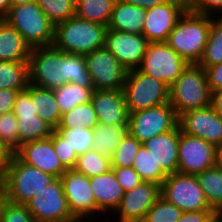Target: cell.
Wrapping results in <instances>:
<instances>
[{
    "mask_svg": "<svg viewBox=\"0 0 222 222\" xmlns=\"http://www.w3.org/2000/svg\"><path fill=\"white\" fill-rule=\"evenodd\" d=\"M29 83L55 89L68 82L93 88L83 55L63 52L53 45L32 48L29 58Z\"/></svg>",
    "mask_w": 222,
    "mask_h": 222,
    "instance_id": "cell-1",
    "label": "cell"
},
{
    "mask_svg": "<svg viewBox=\"0 0 222 222\" xmlns=\"http://www.w3.org/2000/svg\"><path fill=\"white\" fill-rule=\"evenodd\" d=\"M212 15L186 10L170 32L166 43L188 64L201 60L211 31Z\"/></svg>",
    "mask_w": 222,
    "mask_h": 222,
    "instance_id": "cell-2",
    "label": "cell"
},
{
    "mask_svg": "<svg viewBox=\"0 0 222 222\" xmlns=\"http://www.w3.org/2000/svg\"><path fill=\"white\" fill-rule=\"evenodd\" d=\"M108 26L83 20L76 15L54 25L52 45L67 53L87 55L104 47Z\"/></svg>",
    "mask_w": 222,
    "mask_h": 222,
    "instance_id": "cell-3",
    "label": "cell"
},
{
    "mask_svg": "<svg viewBox=\"0 0 222 222\" xmlns=\"http://www.w3.org/2000/svg\"><path fill=\"white\" fill-rule=\"evenodd\" d=\"M211 93L205 69L198 64H188L169 86V103L179 117L187 111L210 106Z\"/></svg>",
    "mask_w": 222,
    "mask_h": 222,
    "instance_id": "cell-4",
    "label": "cell"
},
{
    "mask_svg": "<svg viewBox=\"0 0 222 222\" xmlns=\"http://www.w3.org/2000/svg\"><path fill=\"white\" fill-rule=\"evenodd\" d=\"M6 185L7 200L15 204H26L56 178L34 166L25 164L15 154L2 177Z\"/></svg>",
    "mask_w": 222,
    "mask_h": 222,
    "instance_id": "cell-5",
    "label": "cell"
},
{
    "mask_svg": "<svg viewBox=\"0 0 222 222\" xmlns=\"http://www.w3.org/2000/svg\"><path fill=\"white\" fill-rule=\"evenodd\" d=\"M3 19L20 32L31 48L52 45L54 24L42 11L38 2L11 6Z\"/></svg>",
    "mask_w": 222,
    "mask_h": 222,
    "instance_id": "cell-6",
    "label": "cell"
},
{
    "mask_svg": "<svg viewBox=\"0 0 222 222\" xmlns=\"http://www.w3.org/2000/svg\"><path fill=\"white\" fill-rule=\"evenodd\" d=\"M122 90L129 113L169 103V87L138 68L128 70Z\"/></svg>",
    "mask_w": 222,
    "mask_h": 222,
    "instance_id": "cell-7",
    "label": "cell"
},
{
    "mask_svg": "<svg viewBox=\"0 0 222 222\" xmlns=\"http://www.w3.org/2000/svg\"><path fill=\"white\" fill-rule=\"evenodd\" d=\"M160 196L183 212L214 210L209 206L196 175L169 174L160 185Z\"/></svg>",
    "mask_w": 222,
    "mask_h": 222,
    "instance_id": "cell-8",
    "label": "cell"
},
{
    "mask_svg": "<svg viewBox=\"0 0 222 222\" xmlns=\"http://www.w3.org/2000/svg\"><path fill=\"white\" fill-rule=\"evenodd\" d=\"M179 117L170 103L129 113L128 133L141 144L178 126Z\"/></svg>",
    "mask_w": 222,
    "mask_h": 222,
    "instance_id": "cell-9",
    "label": "cell"
},
{
    "mask_svg": "<svg viewBox=\"0 0 222 222\" xmlns=\"http://www.w3.org/2000/svg\"><path fill=\"white\" fill-rule=\"evenodd\" d=\"M187 65L188 63L166 42H149L138 69L169 87Z\"/></svg>",
    "mask_w": 222,
    "mask_h": 222,
    "instance_id": "cell-10",
    "label": "cell"
},
{
    "mask_svg": "<svg viewBox=\"0 0 222 222\" xmlns=\"http://www.w3.org/2000/svg\"><path fill=\"white\" fill-rule=\"evenodd\" d=\"M60 179L72 215L79 222L97 221V204L89 178L71 169L67 170Z\"/></svg>",
    "mask_w": 222,
    "mask_h": 222,
    "instance_id": "cell-11",
    "label": "cell"
},
{
    "mask_svg": "<svg viewBox=\"0 0 222 222\" xmlns=\"http://www.w3.org/2000/svg\"><path fill=\"white\" fill-rule=\"evenodd\" d=\"M26 205L36 222H79L69 209L60 178L52 181Z\"/></svg>",
    "mask_w": 222,
    "mask_h": 222,
    "instance_id": "cell-12",
    "label": "cell"
},
{
    "mask_svg": "<svg viewBox=\"0 0 222 222\" xmlns=\"http://www.w3.org/2000/svg\"><path fill=\"white\" fill-rule=\"evenodd\" d=\"M84 59L94 90L123 89L128 70L113 53L103 47L85 55Z\"/></svg>",
    "mask_w": 222,
    "mask_h": 222,
    "instance_id": "cell-13",
    "label": "cell"
},
{
    "mask_svg": "<svg viewBox=\"0 0 222 222\" xmlns=\"http://www.w3.org/2000/svg\"><path fill=\"white\" fill-rule=\"evenodd\" d=\"M216 166V146L202 138L185 134L179 127L178 173L197 175Z\"/></svg>",
    "mask_w": 222,
    "mask_h": 222,
    "instance_id": "cell-14",
    "label": "cell"
},
{
    "mask_svg": "<svg viewBox=\"0 0 222 222\" xmlns=\"http://www.w3.org/2000/svg\"><path fill=\"white\" fill-rule=\"evenodd\" d=\"M160 197V185L151 181H141L132 190L124 192L119 207L108 222H141L148 210ZM116 216V217H115Z\"/></svg>",
    "mask_w": 222,
    "mask_h": 222,
    "instance_id": "cell-15",
    "label": "cell"
},
{
    "mask_svg": "<svg viewBox=\"0 0 222 222\" xmlns=\"http://www.w3.org/2000/svg\"><path fill=\"white\" fill-rule=\"evenodd\" d=\"M187 9V0H169L146 9L142 34L148 42H166L170 32Z\"/></svg>",
    "mask_w": 222,
    "mask_h": 222,
    "instance_id": "cell-16",
    "label": "cell"
},
{
    "mask_svg": "<svg viewBox=\"0 0 222 222\" xmlns=\"http://www.w3.org/2000/svg\"><path fill=\"white\" fill-rule=\"evenodd\" d=\"M149 42L143 34L122 32L108 28L104 47L113 53L127 70L137 69Z\"/></svg>",
    "mask_w": 222,
    "mask_h": 222,
    "instance_id": "cell-17",
    "label": "cell"
},
{
    "mask_svg": "<svg viewBox=\"0 0 222 222\" xmlns=\"http://www.w3.org/2000/svg\"><path fill=\"white\" fill-rule=\"evenodd\" d=\"M180 130L215 146L222 143V116L211 106L187 111L179 116Z\"/></svg>",
    "mask_w": 222,
    "mask_h": 222,
    "instance_id": "cell-18",
    "label": "cell"
},
{
    "mask_svg": "<svg viewBox=\"0 0 222 222\" xmlns=\"http://www.w3.org/2000/svg\"><path fill=\"white\" fill-rule=\"evenodd\" d=\"M14 154L25 164L34 166L55 178H60L67 171L56 155L52 134L46 139L22 144Z\"/></svg>",
    "mask_w": 222,
    "mask_h": 222,
    "instance_id": "cell-19",
    "label": "cell"
},
{
    "mask_svg": "<svg viewBox=\"0 0 222 222\" xmlns=\"http://www.w3.org/2000/svg\"><path fill=\"white\" fill-rule=\"evenodd\" d=\"M91 103L97 115L98 123L109 126H128L129 111L122 89L94 90Z\"/></svg>",
    "mask_w": 222,
    "mask_h": 222,
    "instance_id": "cell-20",
    "label": "cell"
},
{
    "mask_svg": "<svg viewBox=\"0 0 222 222\" xmlns=\"http://www.w3.org/2000/svg\"><path fill=\"white\" fill-rule=\"evenodd\" d=\"M89 182L97 204V222H107V218L116 211L122 201L124 196L122 186L117 181L113 169L89 178Z\"/></svg>",
    "mask_w": 222,
    "mask_h": 222,
    "instance_id": "cell-21",
    "label": "cell"
},
{
    "mask_svg": "<svg viewBox=\"0 0 222 222\" xmlns=\"http://www.w3.org/2000/svg\"><path fill=\"white\" fill-rule=\"evenodd\" d=\"M157 164L169 175L178 173L179 125L142 143Z\"/></svg>",
    "mask_w": 222,
    "mask_h": 222,
    "instance_id": "cell-22",
    "label": "cell"
},
{
    "mask_svg": "<svg viewBox=\"0 0 222 222\" xmlns=\"http://www.w3.org/2000/svg\"><path fill=\"white\" fill-rule=\"evenodd\" d=\"M146 9L116 0L108 28L122 32L142 34Z\"/></svg>",
    "mask_w": 222,
    "mask_h": 222,
    "instance_id": "cell-23",
    "label": "cell"
},
{
    "mask_svg": "<svg viewBox=\"0 0 222 222\" xmlns=\"http://www.w3.org/2000/svg\"><path fill=\"white\" fill-rule=\"evenodd\" d=\"M31 49L18 30L0 19V61H29Z\"/></svg>",
    "mask_w": 222,
    "mask_h": 222,
    "instance_id": "cell-24",
    "label": "cell"
},
{
    "mask_svg": "<svg viewBox=\"0 0 222 222\" xmlns=\"http://www.w3.org/2000/svg\"><path fill=\"white\" fill-rule=\"evenodd\" d=\"M127 127L98 123L93 128V150L111 159L116 147L128 133Z\"/></svg>",
    "mask_w": 222,
    "mask_h": 222,
    "instance_id": "cell-25",
    "label": "cell"
},
{
    "mask_svg": "<svg viewBox=\"0 0 222 222\" xmlns=\"http://www.w3.org/2000/svg\"><path fill=\"white\" fill-rule=\"evenodd\" d=\"M17 117L19 146L26 142L46 139L54 128L37 114H14Z\"/></svg>",
    "mask_w": 222,
    "mask_h": 222,
    "instance_id": "cell-26",
    "label": "cell"
},
{
    "mask_svg": "<svg viewBox=\"0 0 222 222\" xmlns=\"http://www.w3.org/2000/svg\"><path fill=\"white\" fill-rule=\"evenodd\" d=\"M31 100L34 102L36 114L56 128L62 114L56 103L54 91L31 84Z\"/></svg>",
    "mask_w": 222,
    "mask_h": 222,
    "instance_id": "cell-27",
    "label": "cell"
},
{
    "mask_svg": "<svg viewBox=\"0 0 222 222\" xmlns=\"http://www.w3.org/2000/svg\"><path fill=\"white\" fill-rule=\"evenodd\" d=\"M29 61H0V89L25 90L29 85Z\"/></svg>",
    "mask_w": 222,
    "mask_h": 222,
    "instance_id": "cell-28",
    "label": "cell"
},
{
    "mask_svg": "<svg viewBox=\"0 0 222 222\" xmlns=\"http://www.w3.org/2000/svg\"><path fill=\"white\" fill-rule=\"evenodd\" d=\"M53 91L61 114H64L79 104L90 102L94 88H86L78 84L68 82L53 89Z\"/></svg>",
    "mask_w": 222,
    "mask_h": 222,
    "instance_id": "cell-29",
    "label": "cell"
},
{
    "mask_svg": "<svg viewBox=\"0 0 222 222\" xmlns=\"http://www.w3.org/2000/svg\"><path fill=\"white\" fill-rule=\"evenodd\" d=\"M116 0H76L75 15L108 26Z\"/></svg>",
    "mask_w": 222,
    "mask_h": 222,
    "instance_id": "cell-30",
    "label": "cell"
},
{
    "mask_svg": "<svg viewBox=\"0 0 222 222\" xmlns=\"http://www.w3.org/2000/svg\"><path fill=\"white\" fill-rule=\"evenodd\" d=\"M209 206L216 210L222 207V167L214 166L196 175Z\"/></svg>",
    "mask_w": 222,
    "mask_h": 222,
    "instance_id": "cell-31",
    "label": "cell"
},
{
    "mask_svg": "<svg viewBox=\"0 0 222 222\" xmlns=\"http://www.w3.org/2000/svg\"><path fill=\"white\" fill-rule=\"evenodd\" d=\"M222 62V15H212L211 31L198 65L206 67Z\"/></svg>",
    "mask_w": 222,
    "mask_h": 222,
    "instance_id": "cell-32",
    "label": "cell"
},
{
    "mask_svg": "<svg viewBox=\"0 0 222 222\" xmlns=\"http://www.w3.org/2000/svg\"><path fill=\"white\" fill-rule=\"evenodd\" d=\"M132 167L143 181H151L161 185L168 176L143 145L140 147Z\"/></svg>",
    "mask_w": 222,
    "mask_h": 222,
    "instance_id": "cell-33",
    "label": "cell"
},
{
    "mask_svg": "<svg viewBox=\"0 0 222 222\" xmlns=\"http://www.w3.org/2000/svg\"><path fill=\"white\" fill-rule=\"evenodd\" d=\"M54 131L64 139V143L80 156L87 151L93 150V129L81 127L54 128Z\"/></svg>",
    "mask_w": 222,
    "mask_h": 222,
    "instance_id": "cell-34",
    "label": "cell"
},
{
    "mask_svg": "<svg viewBox=\"0 0 222 222\" xmlns=\"http://www.w3.org/2000/svg\"><path fill=\"white\" fill-rule=\"evenodd\" d=\"M98 124L97 115L90 102L79 104L73 109L62 114L59 125L56 128H74L84 126L93 129Z\"/></svg>",
    "mask_w": 222,
    "mask_h": 222,
    "instance_id": "cell-35",
    "label": "cell"
},
{
    "mask_svg": "<svg viewBox=\"0 0 222 222\" xmlns=\"http://www.w3.org/2000/svg\"><path fill=\"white\" fill-rule=\"evenodd\" d=\"M74 169L88 178L95 177L112 169L111 159L104 157L95 150H90L78 156Z\"/></svg>",
    "mask_w": 222,
    "mask_h": 222,
    "instance_id": "cell-36",
    "label": "cell"
},
{
    "mask_svg": "<svg viewBox=\"0 0 222 222\" xmlns=\"http://www.w3.org/2000/svg\"><path fill=\"white\" fill-rule=\"evenodd\" d=\"M40 8L54 24L75 16L76 0H37Z\"/></svg>",
    "mask_w": 222,
    "mask_h": 222,
    "instance_id": "cell-37",
    "label": "cell"
},
{
    "mask_svg": "<svg viewBox=\"0 0 222 222\" xmlns=\"http://www.w3.org/2000/svg\"><path fill=\"white\" fill-rule=\"evenodd\" d=\"M141 146L135 137L127 133L111 158L112 167H132Z\"/></svg>",
    "mask_w": 222,
    "mask_h": 222,
    "instance_id": "cell-38",
    "label": "cell"
},
{
    "mask_svg": "<svg viewBox=\"0 0 222 222\" xmlns=\"http://www.w3.org/2000/svg\"><path fill=\"white\" fill-rule=\"evenodd\" d=\"M182 213L176 205L160 196L142 222H177Z\"/></svg>",
    "mask_w": 222,
    "mask_h": 222,
    "instance_id": "cell-39",
    "label": "cell"
},
{
    "mask_svg": "<svg viewBox=\"0 0 222 222\" xmlns=\"http://www.w3.org/2000/svg\"><path fill=\"white\" fill-rule=\"evenodd\" d=\"M17 124V117L13 111L0 115V142L13 153L19 148Z\"/></svg>",
    "mask_w": 222,
    "mask_h": 222,
    "instance_id": "cell-40",
    "label": "cell"
},
{
    "mask_svg": "<svg viewBox=\"0 0 222 222\" xmlns=\"http://www.w3.org/2000/svg\"><path fill=\"white\" fill-rule=\"evenodd\" d=\"M0 222H36L26 204H15L8 200L0 212Z\"/></svg>",
    "mask_w": 222,
    "mask_h": 222,
    "instance_id": "cell-41",
    "label": "cell"
},
{
    "mask_svg": "<svg viewBox=\"0 0 222 222\" xmlns=\"http://www.w3.org/2000/svg\"><path fill=\"white\" fill-rule=\"evenodd\" d=\"M52 142L61 164L66 170L74 169L77 163L78 156L75 151L64 143V139L60 137L54 130L52 132Z\"/></svg>",
    "mask_w": 222,
    "mask_h": 222,
    "instance_id": "cell-42",
    "label": "cell"
},
{
    "mask_svg": "<svg viewBox=\"0 0 222 222\" xmlns=\"http://www.w3.org/2000/svg\"><path fill=\"white\" fill-rule=\"evenodd\" d=\"M112 169L124 192L132 190L143 181L133 167H112Z\"/></svg>",
    "mask_w": 222,
    "mask_h": 222,
    "instance_id": "cell-43",
    "label": "cell"
},
{
    "mask_svg": "<svg viewBox=\"0 0 222 222\" xmlns=\"http://www.w3.org/2000/svg\"><path fill=\"white\" fill-rule=\"evenodd\" d=\"M187 5L194 13L222 15V0H187Z\"/></svg>",
    "mask_w": 222,
    "mask_h": 222,
    "instance_id": "cell-44",
    "label": "cell"
},
{
    "mask_svg": "<svg viewBox=\"0 0 222 222\" xmlns=\"http://www.w3.org/2000/svg\"><path fill=\"white\" fill-rule=\"evenodd\" d=\"M13 112L14 114H36L34 102L31 100V83L25 90L17 93Z\"/></svg>",
    "mask_w": 222,
    "mask_h": 222,
    "instance_id": "cell-45",
    "label": "cell"
},
{
    "mask_svg": "<svg viewBox=\"0 0 222 222\" xmlns=\"http://www.w3.org/2000/svg\"><path fill=\"white\" fill-rule=\"evenodd\" d=\"M177 222H215V210L183 212Z\"/></svg>",
    "mask_w": 222,
    "mask_h": 222,
    "instance_id": "cell-46",
    "label": "cell"
},
{
    "mask_svg": "<svg viewBox=\"0 0 222 222\" xmlns=\"http://www.w3.org/2000/svg\"><path fill=\"white\" fill-rule=\"evenodd\" d=\"M208 85L211 92L222 87V62L206 67Z\"/></svg>",
    "mask_w": 222,
    "mask_h": 222,
    "instance_id": "cell-47",
    "label": "cell"
},
{
    "mask_svg": "<svg viewBox=\"0 0 222 222\" xmlns=\"http://www.w3.org/2000/svg\"><path fill=\"white\" fill-rule=\"evenodd\" d=\"M22 90L0 89V115L13 111L17 93Z\"/></svg>",
    "mask_w": 222,
    "mask_h": 222,
    "instance_id": "cell-48",
    "label": "cell"
},
{
    "mask_svg": "<svg viewBox=\"0 0 222 222\" xmlns=\"http://www.w3.org/2000/svg\"><path fill=\"white\" fill-rule=\"evenodd\" d=\"M14 153L0 142V177L2 178L9 166L11 157Z\"/></svg>",
    "mask_w": 222,
    "mask_h": 222,
    "instance_id": "cell-49",
    "label": "cell"
},
{
    "mask_svg": "<svg viewBox=\"0 0 222 222\" xmlns=\"http://www.w3.org/2000/svg\"><path fill=\"white\" fill-rule=\"evenodd\" d=\"M123 1L134 6H138L144 9H149L158 6L160 4H163L165 2H168L169 0H123Z\"/></svg>",
    "mask_w": 222,
    "mask_h": 222,
    "instance_id": "cell-50",
    "label": "cell"
},
{
    "mask_svg": "<svg viewBox=\"0 0 222 222\" xmlns=\"http://www.w3.org/2000/svg\"><path fill=\"white\" fill-rule=\"evenodd\" d=\"M210 106L222 116V87L214 90L211 93V104Z\"/></svg>",
    "mask_w": 222,
    "mask_h": 222,
    "instance_id": "cell-51",
    "label": "cell"
},
{
    "mask_svg": "<svg viewBox=\"0 0 222 222\" xmlns=\"http://www.w3.org/2000/svg\"><path fill=\"white\" fill-rule=\"evenodd\" d=\"M7 201L6 185L3 178L0 177V212L2 211L4 203Z\"/></svg>",
    "mask_w": 222,
    "mask_h": 222,
    "instance_id": "cell-52",
    "label": "cell"
},
{
    "mask_svg": "<svg viewBox=\"0 0 222 222\" xmlns=\"http://www.w3.org/2000/svg\"><path fill=\"white\" fill-rule=\"evenodd\" d=\"M11 7L9 0H0V19H3Z\"/></svg>",
    "mask_w": 222,
    "mask_h": 222,
    "instance_id": "cell-53",
    "label": "cell"
},
{
    "mask_svg": "<svg viewBox=\"0 0 222 222\" xmlns=\"http://www.w3.org/2000/svg\"><path fill=\"white\" fill-rule=\"evenodd\" d=\"M216 165L222 167V143L216 146Z\"/></svg>",
    "mask_w": 222,
    "mask_h": 222,
    "instance_id": "cell-54",
    "label": "cell"
},
{
    "mask_svg": "<svg viewBox=\"0 0 222 222\" xmlns=\"http://www.w3.org/2000/svg\"><path fill=\"white\" fill-rule=\"evenodd\" d=\"M11 6H16L19 4H25V3H33V2H37V0H9Z\"/></svg>",
    "mask_w": 222,
    "mask_h": 222,
    "instance_id": "cell-55",
    "label": "cell"
},
{
    "mask_svg": "<svg viewBox=\"0 0 222 222\" xmlns=\"http://www.w3.org/2000/svg\"><path fill=\"white\" fill-rule=\"evenodd\" d=\"M215 222H222V207L215 210Z\"/></svg>",
    "mask_w": 222,
    "mask_h": 222,
    "instance_id": "cell-56",
    "label": "cell"
}]
</instances>
